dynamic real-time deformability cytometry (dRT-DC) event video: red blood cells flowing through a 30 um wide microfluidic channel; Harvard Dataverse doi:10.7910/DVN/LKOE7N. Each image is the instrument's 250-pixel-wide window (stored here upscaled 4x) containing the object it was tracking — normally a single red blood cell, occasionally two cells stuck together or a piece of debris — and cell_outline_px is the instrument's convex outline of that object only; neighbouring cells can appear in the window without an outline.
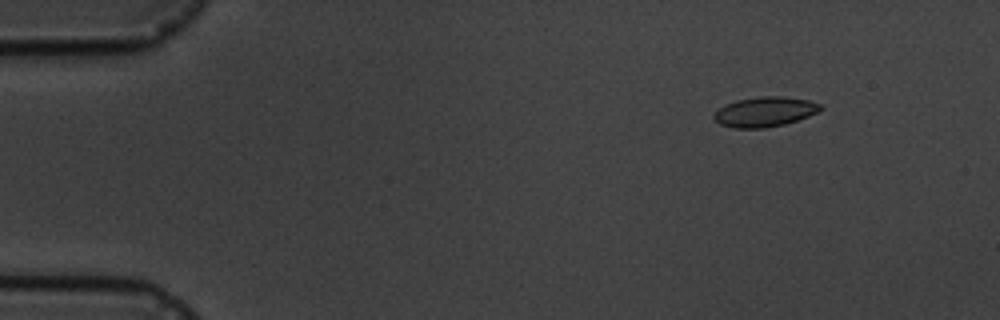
{"species": "common noctule bat (a hibernating species)", "species_latin": "Nyctalus noctula", "temperature_condition": "cold", "stored_images_in_passage": 3, "camera_frame_rate_fps": 3000, "um_per_image_px": 0.085, "animal": {"sex": "male", "body_mass_g": 19.5, "forearm_length_mm": 54.6}, "frame": {"image": 1, "passage_image": 1, "time_ms": 0.0, "image_size_px": [1000, 320], "cell_outline_px": [[824, 108], [808, 116], [784, 124], [764, 128], [732, 128], [720, 124], [712, 116], [724, 104], [736, 100], [760, 96], [784, 96], [808, 100], [820, 104]], "centroid_in_image_um": [64.99, 9.49], "position_along_channel_um": 20.0, "area_um2": 18.5}}